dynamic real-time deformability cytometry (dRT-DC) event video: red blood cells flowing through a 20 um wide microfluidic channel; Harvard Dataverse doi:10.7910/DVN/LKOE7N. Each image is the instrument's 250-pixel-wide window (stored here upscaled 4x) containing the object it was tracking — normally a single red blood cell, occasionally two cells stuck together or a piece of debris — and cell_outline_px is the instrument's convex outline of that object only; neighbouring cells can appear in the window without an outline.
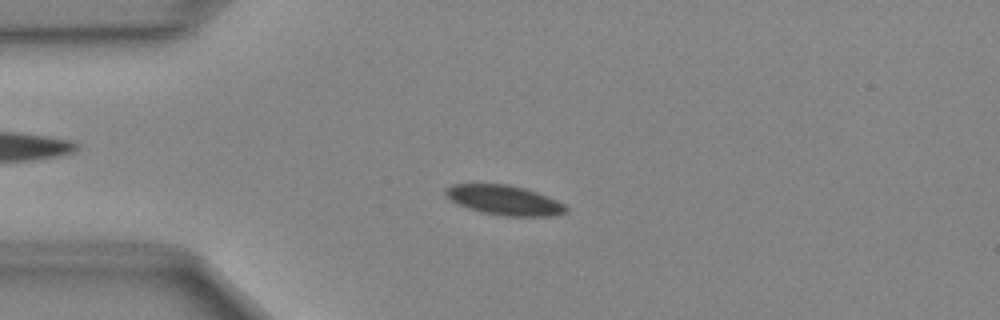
{"species": "Egyptian fruit bat (a non-hibernating species)", "species_latin": "Rousettus aegyptiacus", "temperature_condition": "cold", "stored_images_in_passage": 48, "camera_frame_rate_fps": 3000, "um_per_image_px": 0.085, "animal": {"sex": "female"}, "frame": {"image": 1, "passage_image": 11, "time_ms": 3.333, "image_size_px": [1000, 320], "cell_outline_px": [[568, 212], [552, 216], [504, 216], [484, 212], [468, 208], [444, 196], [444, 188], [452, 184], [508, 184], [524, 188], [536, 192], [556, 200], [564, 204], [568, 208]], "centroid_in_image_um": [42.86, 17.01], "position_along_channel_um": 42.1, "area_um2": 20.75}}
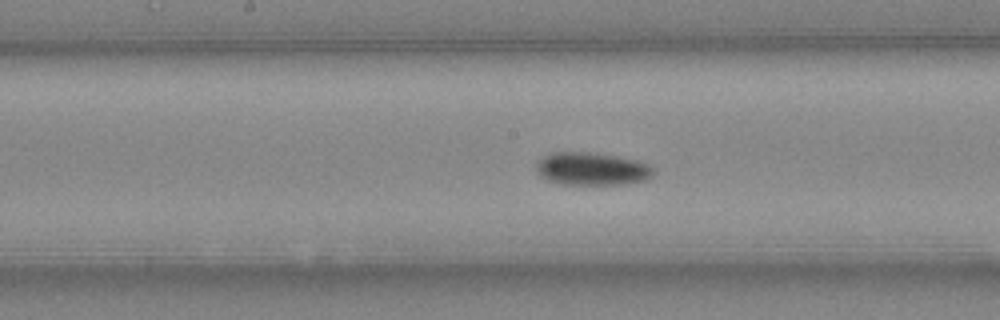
{"frame": {"image": 2, "passage_image": 24, "time_ms": 7.667, "image_size_px": [1000, 320], "cell_outline_px": [[656, 172], [652, 176], [644, 180], [628, 184], [560, 184], [548, 180], [540, 176], [536, 172], [536, 164], [544, 156], [552, 152], [588, 152], [616, 156], [640, 160], [648, 164]], "centroid_in_image_um": [50.32, 14.35], "position_along_channel_um": 197.9, "area_um2": 22.54}}
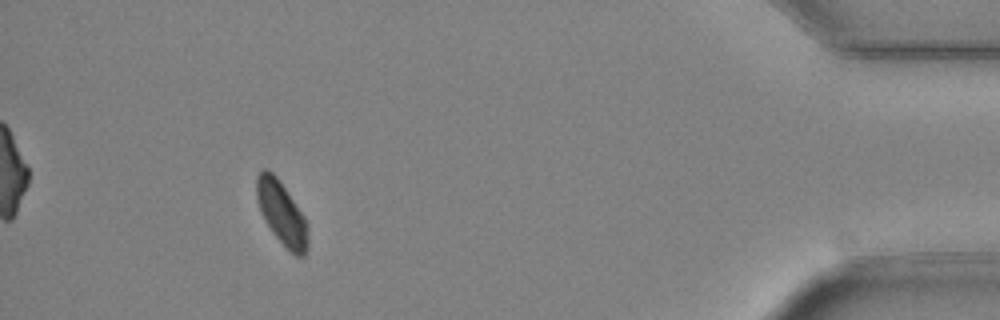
{"frame": {"image": 3, "passage_image": 44, "time_ms": 14.333, "image_size_px": [1000, 320], "cell_outline_px": [[308, 248], [304, 256], [296, 256], [272, 232], [264, 220], [260, 212], [256, 196], [256, 176], [264, 168], [268, 168], [280, 180], [304, 216], [308, 224]], "centroid_in_image_um": [23.94, 18.09], "position_along_channel_um": 411.3, "area_um2": 19.02}}